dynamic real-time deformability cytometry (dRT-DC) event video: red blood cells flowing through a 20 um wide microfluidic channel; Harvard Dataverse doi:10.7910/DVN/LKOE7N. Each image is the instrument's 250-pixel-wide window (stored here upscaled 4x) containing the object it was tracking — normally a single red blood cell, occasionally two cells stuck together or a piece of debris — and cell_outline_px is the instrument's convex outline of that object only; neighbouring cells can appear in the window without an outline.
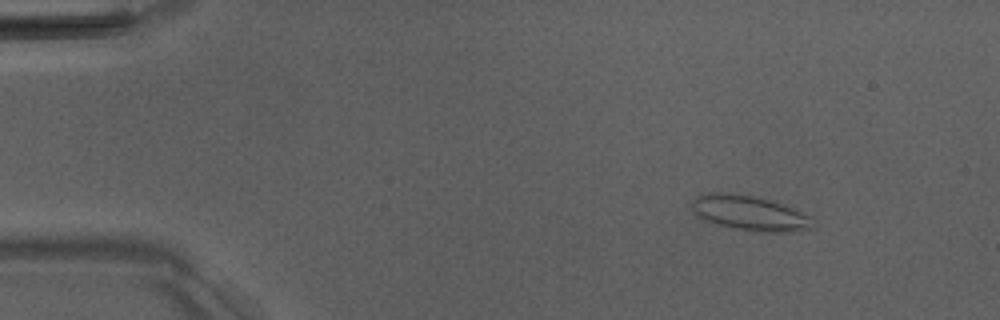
{"species": "Egyptian fruit bat (a non-hibernating species)", "species_latin": "Rousettus aegyptiacus", "temperature_condition": "room temperature", "stored_images_in_passage": 46, "camera_frame_rate_fps": 3000, "um_per_image_px": 0.085, "animal": {"sex": "male"}, "frame": {"image": 1, "passage_image": 1, "time_ms": 0.0, "image_size_px": [1000, 320], "cell_outline_px": [[816, 224], [812, 228], [788, 232], [768, 232], [736, 228], [704, 220], [692, 208], [692, 200], [696, 196], [708, 192], [720, 192], [752, 196], [768, 200], [792, 208], [812, 216]], "centroid_in_image_um": [63.76, 18.11], "position_along_channel_um": 21.2, "area_um2": 24.16}}
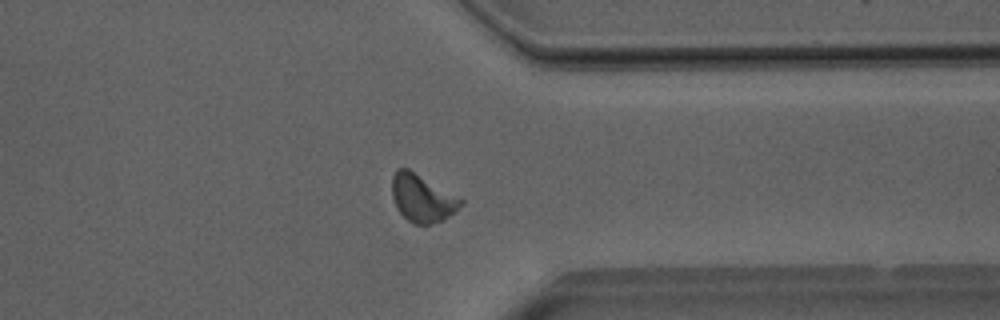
{"frame": {"image": 2, "passage_image": 35, "time_ms": 11.333, "image_size_px": [1000, 320], "cell_outline_px": [[464, 204], [444, 220], [432, 224], [412, 224], [396, 208], [392, 196], [392, 176], [396, 168], [408, 168], [464, 200]], "centroid_in_image_um": [35.88, 16.85], "position_along_channel_um": 375.5, "area_um2": 19.07}}
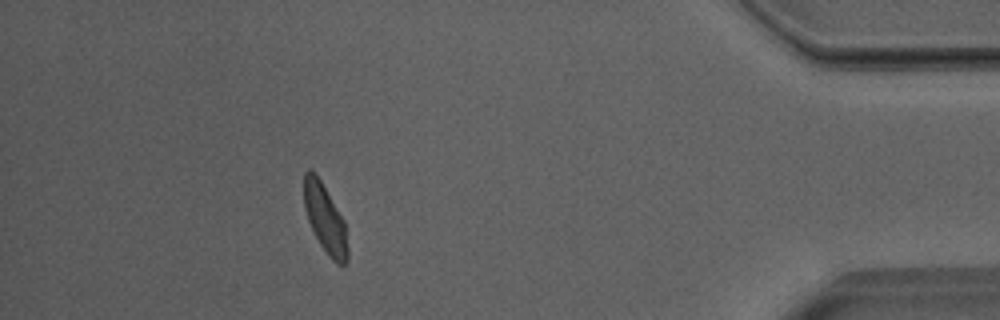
{"frame": {"image": 3, "passage_image": 41, "time_ms": 13.333, "image_size_px": [1000, 320], "cell_outline_px": [[348, 260], [344, 264], [336, 264], [328, 256], [320, 244], [308, 220], [304, 208], [304, 172], [308, 168], [320, 180], [344, 220], [348, 248]], "centroid_in_image_um": [27.64, 18.62], "position_along_channel_um": 407.6, "area_um2": 17.17}, "authors_computed_cell_mechanics": {"area_um2": 18.5827, "velocity_mm_per_s": 3.979, "shape_relaxation_time_tau1_ms": 3.6997, "shape_relaxation_time_tau2_ms": 1.254, "deformation_change_tau1": 0.1201, "deformation_change_tau2": 0.0748}}